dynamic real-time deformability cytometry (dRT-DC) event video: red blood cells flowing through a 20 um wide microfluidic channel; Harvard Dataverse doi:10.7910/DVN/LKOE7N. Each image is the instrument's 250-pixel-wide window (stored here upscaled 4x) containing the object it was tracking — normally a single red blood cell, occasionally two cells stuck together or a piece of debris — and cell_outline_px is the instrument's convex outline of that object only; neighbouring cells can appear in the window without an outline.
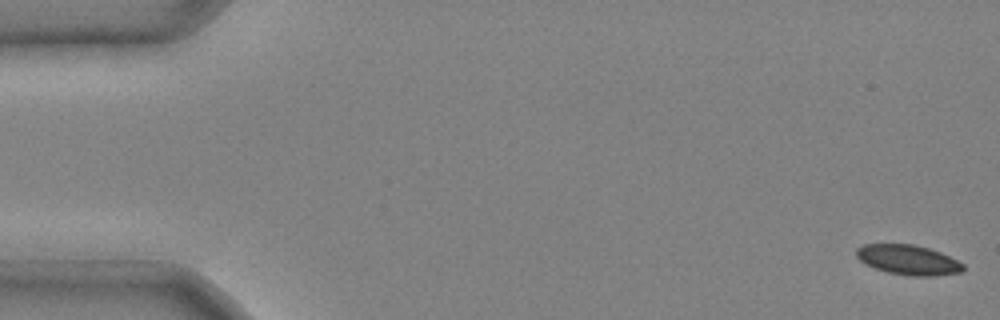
{"species": "common noctule bat (a hibernating species)", "species_latin": "Nyctalus noctula", "temperature_condition": "cold", "stored_images_in_passage": 5, "camera_frame_rate_fps": 3000, "um_per_image_px": 0.085, "animal": {"sex": "male", "body_mass_g": 20.4}, "frame": {"image": 1, "passage_image": 1, "time_ms": 0.0, "image_size_px": [1000, 320], "cell_outline_px": [[964, 268], [960, 272], [932, 276], [912, 276], [888, 272], [864, 264], [856, 256], [856, 248], [864, 244], [912, 244], [928, 248], [940, 252], [964, 264]], "centroid_in_image_um": [77.17, 22.08], "position_along_channel_um": 7.8, "area_um2": 18.44}}